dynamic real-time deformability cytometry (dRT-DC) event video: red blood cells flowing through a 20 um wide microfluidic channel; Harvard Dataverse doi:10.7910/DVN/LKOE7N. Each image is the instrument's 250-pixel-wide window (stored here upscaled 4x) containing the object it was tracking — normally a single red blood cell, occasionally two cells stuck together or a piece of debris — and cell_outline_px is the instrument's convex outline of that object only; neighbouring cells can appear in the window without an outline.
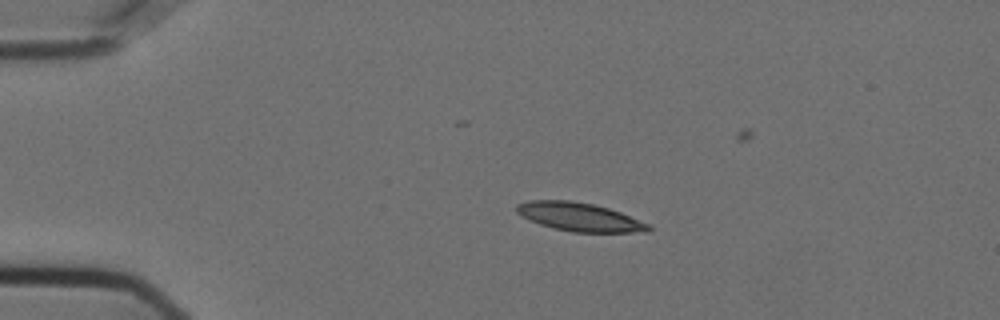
{"species": "Egyptian fruit bat (a non-hibernating species)", "species_latin": "Rousettus aegyptiacus", "temperature_condition": "cold", "stored_images_in_passage": 41, "camera_frame_rate_fps": 3000, "um_per_image_px": 0.085, "animal": {"sex": "female"}, "frame": {"image": 1, "passage_image": 4, "time_ms": 1.0, "image_size_px": [1000, 320], "cell_outline_px": [[652, 232], [572, 232], [552, 228], [528, 220], [520, 216], [516, 212], [516, 204], [528, 200], [572, 200], [592, 204], [608, 208], [620, 212], [648, 224], [652, 228]], "centroid_in_image_um": [49.21, 18.44], "position_along_channel_um": 35.8, "area_um2": 22.02}}
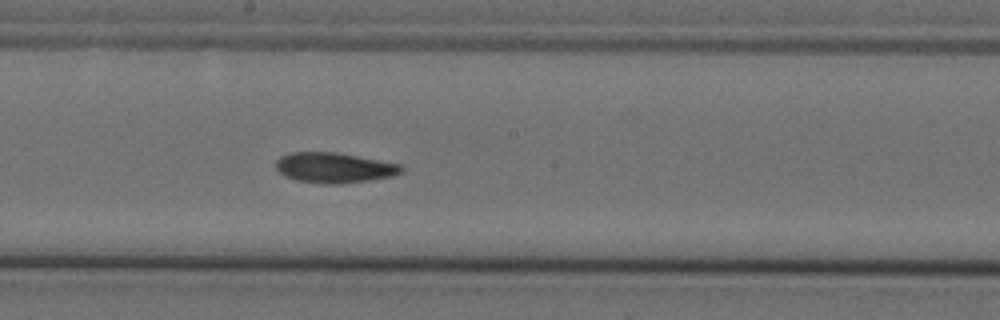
{"frame": {"image": 2, "passage_image": 23, "time_ms": 7.333, "image_size_px": [1000, 320], "cell_outline_px": [[404, 168], [400, 172], [392, 176], [368, 180], [340, 184], [324, 184], [296, 180], [284, 176], [276, 168], [276, 160], [280, 156], [292, 152], [336, 152], [400, 164]], "centroid_in_image_um": [28.37, 14.25], "position_along_channel_um": 219.8, "area_um2": 22.02}}
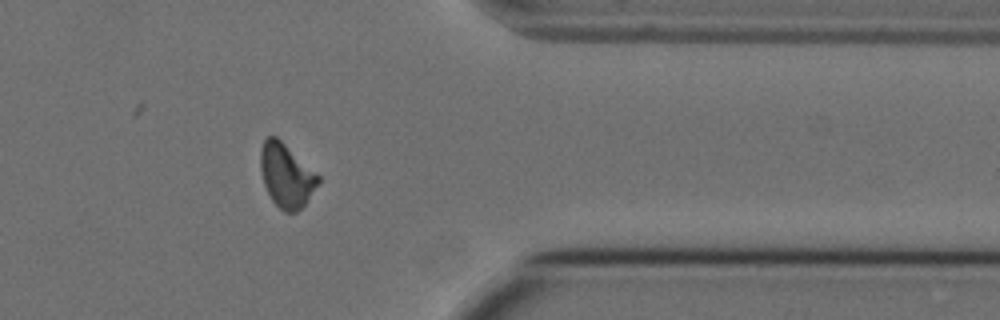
{"frame": {"image": 3, "passage_image": 38, "time_ms": 12.333, "image_size_px": [1000, 320], "cell_outline_px": [[320, 180], [304, 204], [296, 212], [284, 212], [272, 200], [264, 184], [260, 168], [260, 152], [264, 140], [268, 136], [276, 136], [320, 176]], "centroid_in_image_um": [24.32, 14.9], "position_along_channel_um": 387.1, "area_um2": 20.98}}